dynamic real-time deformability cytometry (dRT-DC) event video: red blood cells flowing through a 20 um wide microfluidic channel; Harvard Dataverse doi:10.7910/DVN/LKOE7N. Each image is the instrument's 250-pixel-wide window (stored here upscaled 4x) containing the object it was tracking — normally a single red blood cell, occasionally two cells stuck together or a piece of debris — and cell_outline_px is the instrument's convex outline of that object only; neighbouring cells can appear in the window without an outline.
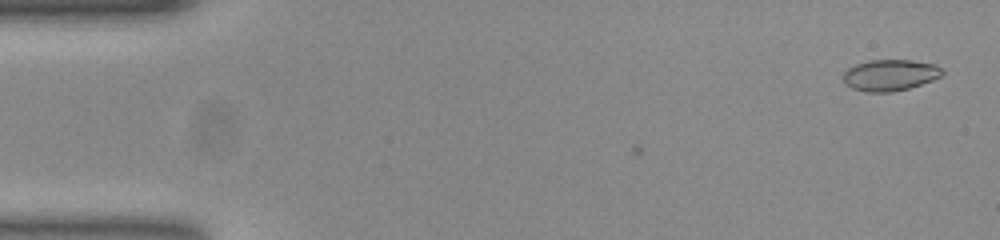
{"species": "common noctule bat (a hibernating species)", "species_latin": "Nyctalus noctula", "temperature_condition": "room temperature", "stored_images_in_passage": 6, "camera_frame_rate_fps": 3000, "um_per_image_px": 0.085, "animal": {"sex": "female", "body_mass_g": 23.0, "forearm_length_mm": 53.4}, "frame": {"image": 1, "passage_image": 6, "time_ms": 1.667, "image_size_px": [1000, 240], "cell_outline_px": [[944, 72], [940, 76], [932, 80], [908, 88], [892, 92], [868, 92], [852, 88], [844, 84], [844, 72], [848, 68], [856, 64], [872, 60], [912, 60], [936, 64]], "centroid_in_image_um": [75.65, 6.38], "position_along_channel_um": 9.4, "area_um2": 17.92}}